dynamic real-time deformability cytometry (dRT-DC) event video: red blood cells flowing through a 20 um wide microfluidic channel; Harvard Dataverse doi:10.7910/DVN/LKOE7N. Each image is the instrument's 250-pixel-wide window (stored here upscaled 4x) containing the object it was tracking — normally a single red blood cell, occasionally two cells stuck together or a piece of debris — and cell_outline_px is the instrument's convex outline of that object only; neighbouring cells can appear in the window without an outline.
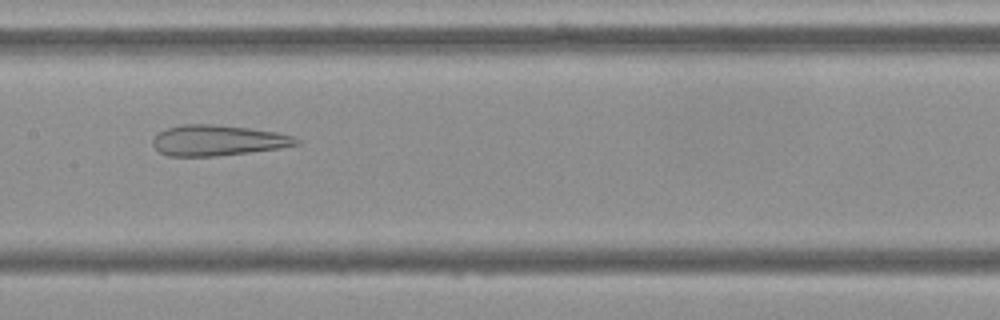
{"species": "Egyptian fruit bat (a non-hibernating species)", "species_latin": "Rousettus aegyptiacus", "temperature_condition": "cold", "stored_images_in_passage": 54, "camera_frame_rate_fps": 3000, "um_per_image_px": 0.085, "frame": {"image": 1, "passage_image": 27, "time_ms": 8.667, "image_size_px": [1000, 320], "cell_outline_px": [[300, 144], [280, 148], [216, 156], [168, 156], [160, 152], [152, 144], [152, 140], [156, 132], [180, 124], [212, 124], [248, 128], [276, 132], [296, 136], [300, 140]], "centroid_in_image_um": [18.5, 11.93], "position_along_channel_um": 188.9, "area_um2": 25.72}}
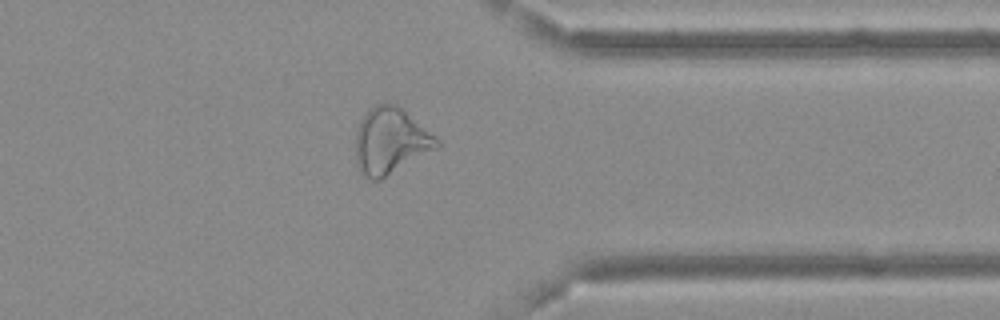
{"frame": {"image": 2, "passage_image": 43, "time_ms": 14.0, "image_size_px": [1000, 320], "cell_outline_px": [[440, 148], [380, 180], [372, 180], [356, 164], [356, 132], [360, 120], [368, 108], [376, 104], [396, 104], [436, 136], [440, 140]], "centroid_in_image_um": [33.22, 11.98], "position_along_channel_um": 378.2, "area_um2": 31.33}}
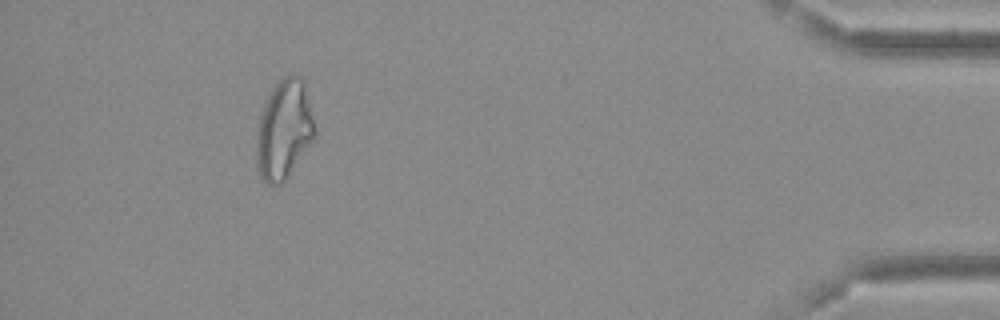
{"frame": {"image": 3, "passage_image": 50, "time_ms": 16.333, "image_size_px": [1000, 320], "cell_outline_px": [[316, 136], [284, 180], [280, 184], [268, 184], [264, 180], [256, 164], [256, 128], [264, 104], [272, 88], [288, 72], [292, 72], [300, 76], [304, 80], [316, 128]], "centroid_in_image_um": [24.15, 10.96], "position_along_channel_um": 411.1, "area_um2": 33.81}}